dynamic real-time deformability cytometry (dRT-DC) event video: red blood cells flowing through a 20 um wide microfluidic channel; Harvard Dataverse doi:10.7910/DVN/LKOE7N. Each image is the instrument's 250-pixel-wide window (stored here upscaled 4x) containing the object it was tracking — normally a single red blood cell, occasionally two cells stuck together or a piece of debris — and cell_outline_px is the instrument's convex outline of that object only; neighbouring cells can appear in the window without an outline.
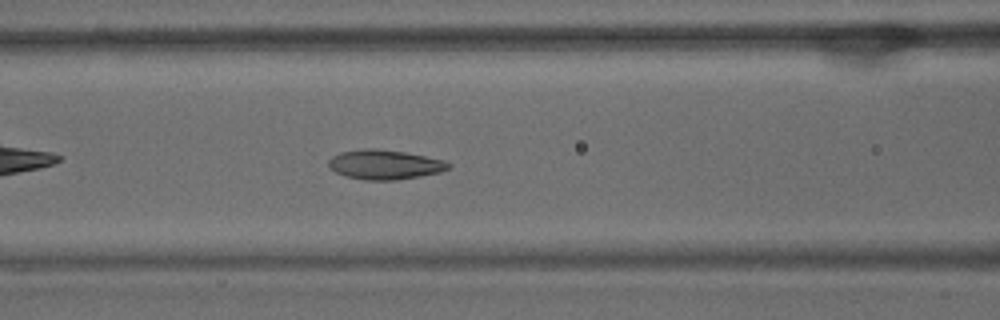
{"species": "common noctule bat (a hibernating species)", "species_latin": "Nyctalus noctula", "temperature_condition": "warm", "stored_images_in_passage": 39, "camera_frame_rate_fps": 3000, "um_per_image_px": 0.085, "animal": {"sex": "male", "body_mass_g": 15.6}, "frame": {"image": 1, "passage_image": 9, "time_ms": 2.667, "image_size_px": [1000, 320], "cell_outline_px": [[452, 168], [440, 172], [420, 176], [396, 180], [364, 180], [344, 176], [328, 168], [328, 160], [332, 156], [340, 152], [364, 148], [376, 148], [404, 152], [444, 160], [452, 164]], "centroid_in_image_um": [32.69, 13.99], "position_along_channel_um": 133.9, "area_um2": 20.87}}
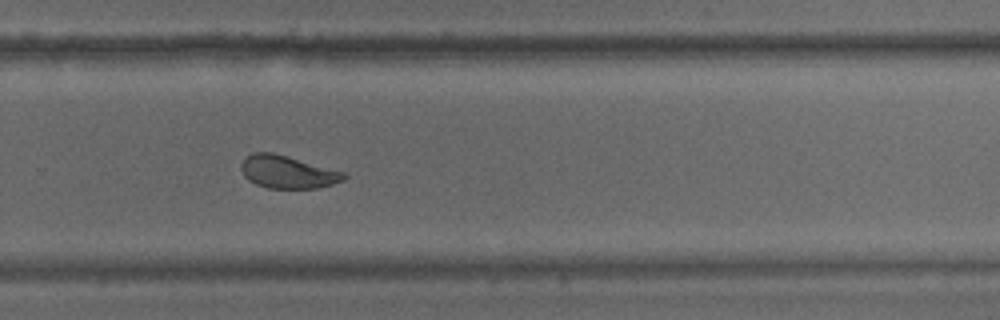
{"frame": {"image": 2, "passage_image": 22, "time_ms": 7.0, "image_size_px": [1000, 320], "cell_outline_px": [[348, 176], [344, 180], [332, 184], [316, 188], [268, 188], [256, 184], [248, 180], [244, 176], [240, 168], [240, 164], [252, 152], [272, 152], [344, 172]], "centroid_in_image_um": [24.42, 14.62], "position_along_channel_um": 305.4, "area_um2": 19.42}}
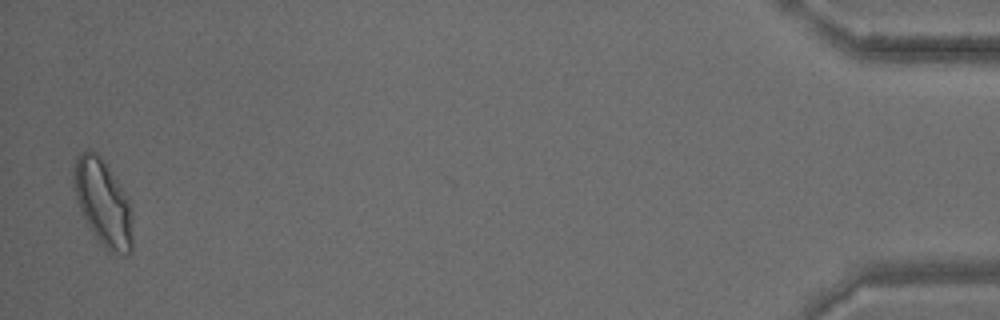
{"frame": {"image": 3, "passage_image": 38, "time_ms": 12.333, "image_size_px": [1000, 320], "cell_outline_px": [[132, 248], [124, 256], [108, 252], [96, 236], [80, 212], [72, 180], [72, 172], [76, 160], [80, 152], [88, 148], [96, 152], [104, 160], [120, 184], [128, 200], [132, 212]], "centroid_in_image_um": [8.75, 17.21], "position_along_channel_um": 426.4, "area_um2": 29.71}, "authors_computed_cell_mechanics": {"area_um2": 21.0392, "velocity_mm_per_s": 3.9665, "shape_relaxation_time_tau1_ms": 4.9409, "shape_relaxation_time_tau2_ms": 1.6194, "deformation_change_tau1": 0.1392, "deformation_change_tau2": 0.074}}